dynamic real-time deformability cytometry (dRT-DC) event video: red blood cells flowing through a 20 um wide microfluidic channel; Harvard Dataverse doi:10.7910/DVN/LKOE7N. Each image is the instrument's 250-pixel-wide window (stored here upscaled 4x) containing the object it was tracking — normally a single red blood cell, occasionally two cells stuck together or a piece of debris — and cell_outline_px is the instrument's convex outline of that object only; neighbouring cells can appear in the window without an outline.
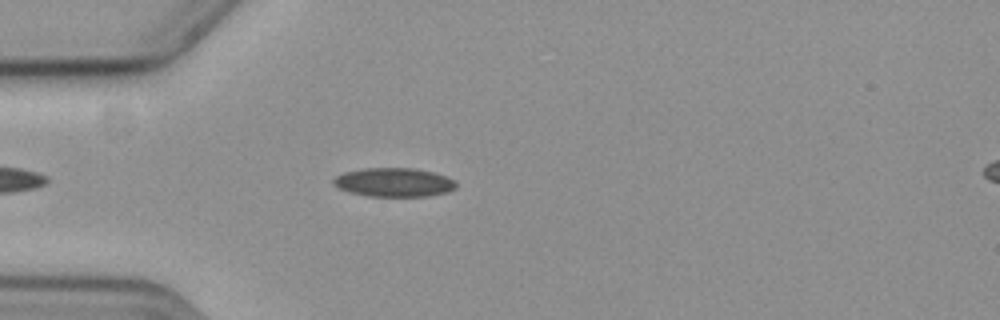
{"species": "common noctule bat (a hibernating species)", "species_latin": "Nyctalus noctula", "temperature_condition": "cold", "stored_images_in_passage": 48, "camera_frame_rate_fps": 3000, "um_per_image_px": 0.085, "animal": {"sex": "female", "body_mass_g": 19.3, "forearm_length_mm": 54.1}, "frame": {"image": 1, "passage_image": 7, "time_ms": 2.0, "image_size_px": [1000, 320], "cell_outline_px": [[456, 188], [448, 192], [428, 196], [368, 196], [348, 192], [332, 184], [332, 180], [336, 176], [344, 172], [364, 168], [416, 168], [448, 176], [456, 180]], "centroid_in_image_um": [33.5, 15.49], "position_along_channel_um": 51.5, "area_um2": 20.81}}
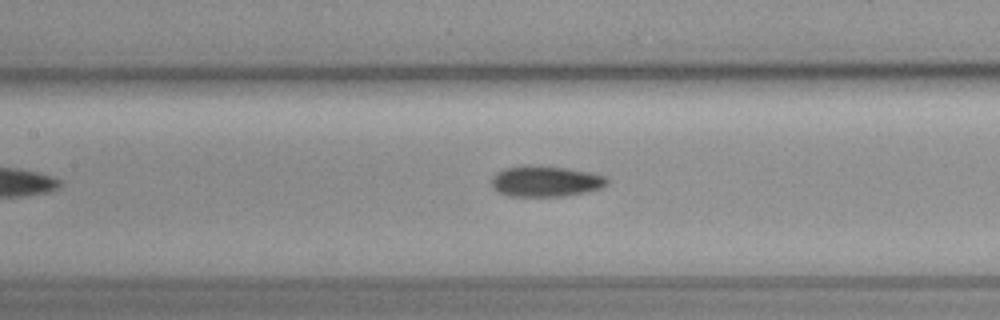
{"frame": {"image": 2, "passage_image": 17, "time_ms": 5.333, "image_size_px": [1000, 320], "cell_outline_px": [[608, 184], [600, 188], [588, 192], [564, 196], [508, 196], [492, 188], [492, 180], [496, 172], [504, 168], [524, 164], [568, 168], [592, 172], [604, 176], [608, 180]], "centroid_in_image_um": [46.38, 15.4], "position_along_channel_um": 161.0, "area_um2": 20.98}}
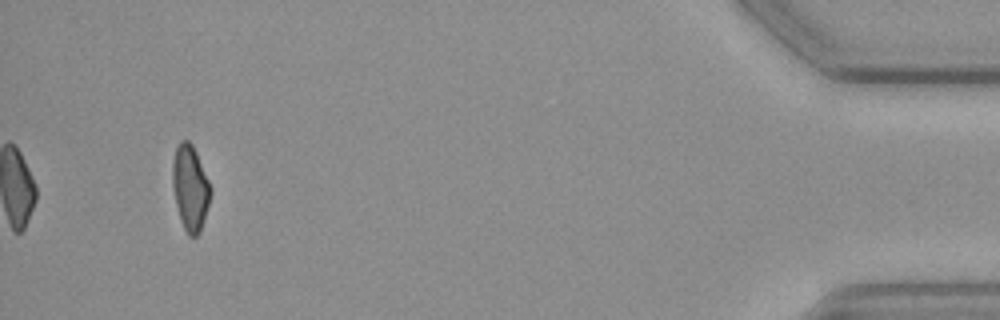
{"frame": {"image": 3, "passage_image": 45, "time_ms": 14.667, "image_size_px": [1000, 320], "cell_outline_px": [[212, 192], [204, 220], [200, 232], [196, 236], [188, 236], [180, 220], [176, 204], [172, 184], [172, 164], [176, 148], [180, 140], [188, 140], [192, 144], [196, 152], [212, 188]], "centroid_in_image_um": [16.17, 15.97], "position_along_channel_um": 419.0, "area_um2": 18.96}}